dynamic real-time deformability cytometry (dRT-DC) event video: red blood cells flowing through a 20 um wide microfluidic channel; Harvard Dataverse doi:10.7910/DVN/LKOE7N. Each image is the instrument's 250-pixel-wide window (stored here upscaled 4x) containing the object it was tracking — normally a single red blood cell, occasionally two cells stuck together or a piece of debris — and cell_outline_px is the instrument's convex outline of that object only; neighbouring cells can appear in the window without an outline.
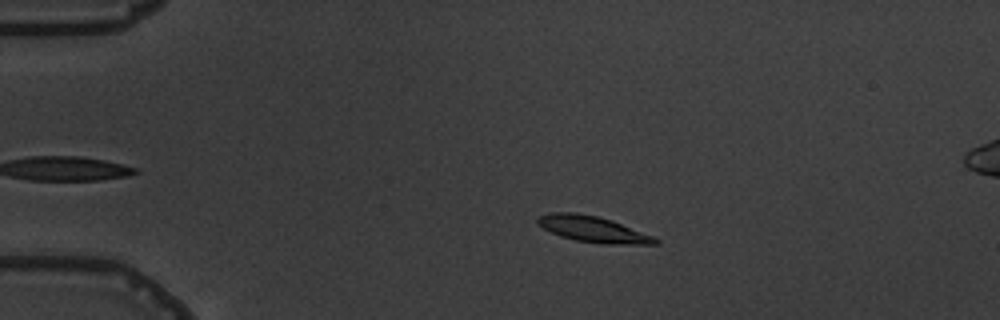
{"species": "common noctule bat (a hibernating species)", "species_latin": "Nyctalus noctula", "temperature_condition": "warm", "stored_images_in_passage": 6, "camera_frame_rate_fps": 3000, "um_per_image_px": 0.085, "animal": {"sex": "male", "body_mass_g": 19.5, "forearm_length_mm": 54.6}, "frame": {"image": 1, "passage_image": 3, "time_ms": 2.333, "image_size_px": [1000, 320], "cell_outline_px": [[660, 244], [600, 244], [576, 240], [560, 236], [536, 224], [536, 216], [552, 212], [576, 212], [596, 216], [612, 220], [652, 236], [660, 240]], "centroid_in_image_um": [50.37, 19.48], "position_along_channel_um": 34.6, "area_um2": 17.86}}